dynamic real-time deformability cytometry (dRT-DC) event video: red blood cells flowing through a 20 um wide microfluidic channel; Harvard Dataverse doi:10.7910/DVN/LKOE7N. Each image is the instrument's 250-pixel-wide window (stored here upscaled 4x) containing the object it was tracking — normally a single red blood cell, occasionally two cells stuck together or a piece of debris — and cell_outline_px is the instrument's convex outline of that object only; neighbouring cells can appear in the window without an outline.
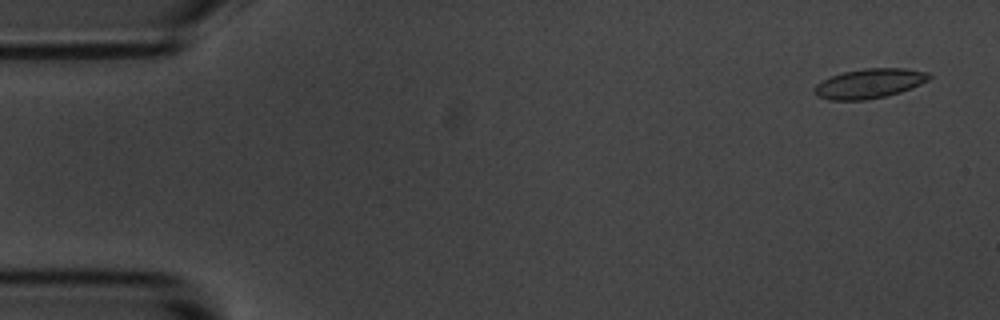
{"species": "common noctule bat (a hibernating species)", "species_latin": "Nyctalus noctula", "temperature_condition": "room temperature", "stored_images_in_passage": 13, "camera_frame_rate_fps": 3000, "um_per_image_px": 0.085, "animal": {"sex": "male", "body_mass_g": 20.1, "forearm_length_mm": 53.5}, "frame": {"image": 1, "passage_image": 3, "time_ms": 0.667, "image_size_px": [1000, 320], "cell_outline_px": [[932, 76], [928, 80], [912, 88], [900, 92], [884, 96], [864, 100], [828, 100], [812, 92], [812, 88], [816, 84], [832, 76], [844, 72], [864, 68], [904, 68], [928, 72]], "centroid_in_image_um": [73.9, 7.09], "position_along_channel_um": 11.1, "area_um2": 19.71}}